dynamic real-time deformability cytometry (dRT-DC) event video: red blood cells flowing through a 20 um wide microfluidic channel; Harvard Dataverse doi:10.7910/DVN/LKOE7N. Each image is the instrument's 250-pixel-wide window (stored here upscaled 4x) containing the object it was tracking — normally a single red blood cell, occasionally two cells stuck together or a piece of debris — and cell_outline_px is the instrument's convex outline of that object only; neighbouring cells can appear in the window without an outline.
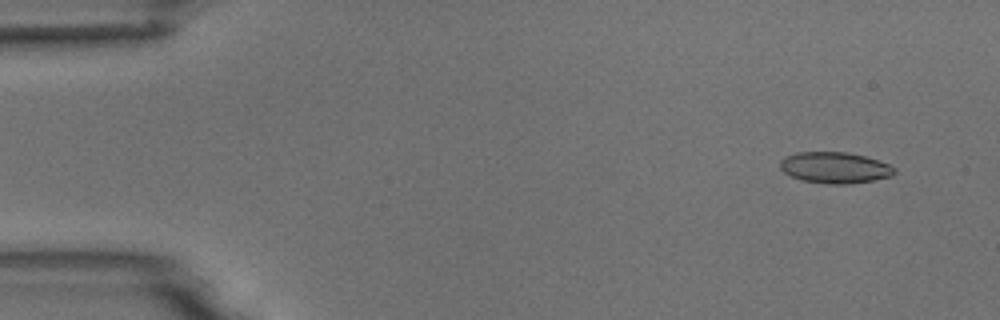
{"species": "common noctule bat (a hibernating species)", "species_latin": "Nyctalus noctula", "temperature_condition": "room temperature", "stored_images_in_passage": 6, "camera_frame_rate_fps": 3000, "um_per_image_px": 0.085, "animal": {"sex": "male", "body_mass_g": 18.8}, "frame": {"image": 1, "passage_image": 2, "time_ms": 1.0, "image_size_px": [1000, 320], "cell_outline_px": [[896, 172], [892, 176], [852, 184], [828, 184], [804, 180], [792, 176], [784, 172], [780, 168], [780, 160], [784, 156], [796, 152], [848, 152], [864, 156], [888, 164], [896, 168]], "centroid_in_image_um": [70.96, 14.24], "position_along_channel_um": 14.0, "area_um2": 20.75}}